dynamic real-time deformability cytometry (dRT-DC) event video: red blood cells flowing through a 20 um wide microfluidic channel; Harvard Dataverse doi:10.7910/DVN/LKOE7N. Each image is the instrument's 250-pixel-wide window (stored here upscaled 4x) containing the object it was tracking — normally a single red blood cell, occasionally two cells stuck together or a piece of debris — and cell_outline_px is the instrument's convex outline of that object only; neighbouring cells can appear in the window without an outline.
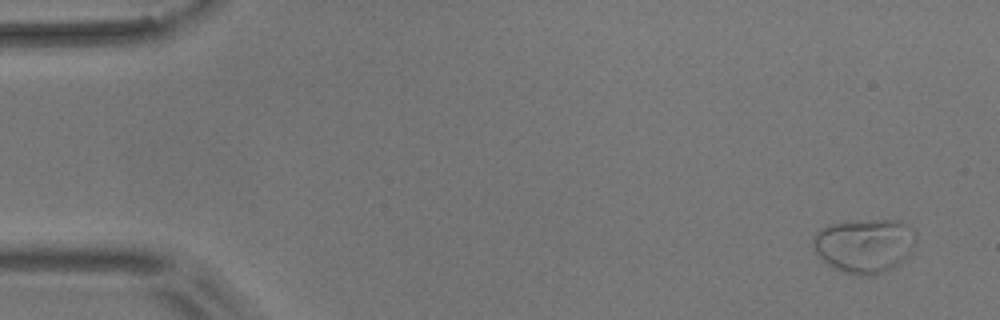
{"species": "common noctule bat (a hibernating species)", "species_latin": "Nyctalus noctula", "temperature_condition": "room temperature", "stored_images_in_passage": 4, "camera_frame_rate_fps": 3000, "um_per_image_px": 0.085, "animal": {"sex": "male", "body_mass_g": 17.9}, "frame": {"image": 1, "passage_image": 1, "time_ms": 0.0, "image_size_px": [1000, 320], "cell_outline_px": [[916, 244], [908, 256], [892, 268], [872, 276], [860, 276], [844, 272], [828, 264], [816, 256], [812, 244], [812, 240], [816, 232], [828, 224], [868, 220], [900, 220], [912, 228], [916, 232]], "centroid_in_image_um": [73.49, 20.87], "position_along_channel_um": 11.5, "area_um2": 32.71}}
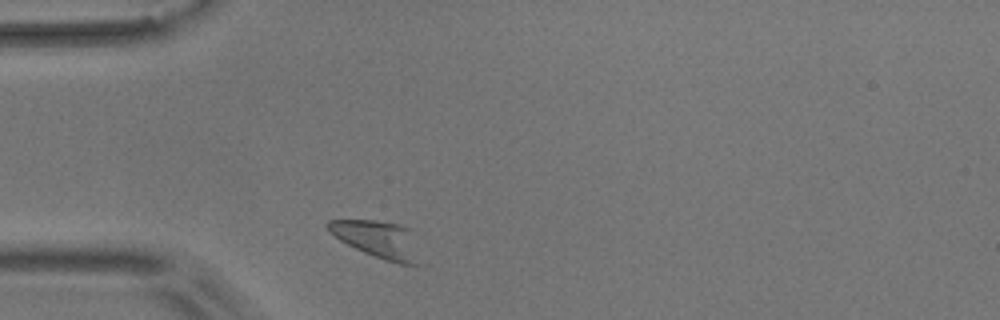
{"frame": {"image": 2, "passage_image": 4, "time_ms": 3.333, "image_size_px": [1000, 320], "cell_outline_px": [[416, 264], [400, 264], [384, 260], [364, 252], [340, 240], [328, 232], [324, 224], [328, 220], [376, 220], [400, 224], [408, 228]], "centroid_in_image_um": [31.92, 20.29], "position_along_channel_um": 53.1, "area_um2": 19.02}}